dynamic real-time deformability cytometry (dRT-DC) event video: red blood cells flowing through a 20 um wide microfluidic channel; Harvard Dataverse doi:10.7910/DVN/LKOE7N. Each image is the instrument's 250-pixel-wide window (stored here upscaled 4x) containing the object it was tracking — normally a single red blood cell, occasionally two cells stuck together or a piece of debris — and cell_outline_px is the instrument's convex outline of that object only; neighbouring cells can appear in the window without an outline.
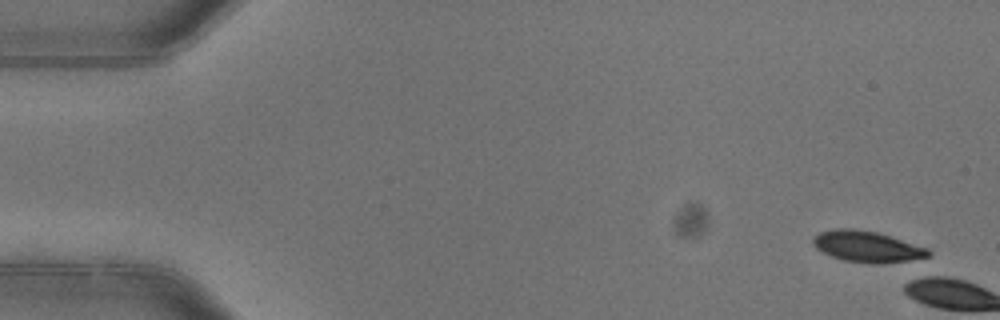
{"species": "common noctule bat (a hibernating species)", "species_latin": "Nyctalus noctula", "temperature_condition": "warm", "stored_images_in_passage": 6, "camera_frame_rate_fps": 3000, "um_per_image_px": 0.085, "animal": {"sex": "female"}, "frame": {"image": 1, "passage_image": 1, "time_ms": 0.0, "image_size_px": [1000, 320], "cell_outline_px": [[932, 252], [928, 256], [908, 260], [880, 264], [868, 264], [844, 260], [820, 252], [812, 244], [812, 240], [820, 232], [836, 228], [852, 228], [876, 232], [928, 248]], "centroid_in_image_um": [73.67, 20.96], "position_along_channel_um": 11.3, "area_um2": 20.81}}